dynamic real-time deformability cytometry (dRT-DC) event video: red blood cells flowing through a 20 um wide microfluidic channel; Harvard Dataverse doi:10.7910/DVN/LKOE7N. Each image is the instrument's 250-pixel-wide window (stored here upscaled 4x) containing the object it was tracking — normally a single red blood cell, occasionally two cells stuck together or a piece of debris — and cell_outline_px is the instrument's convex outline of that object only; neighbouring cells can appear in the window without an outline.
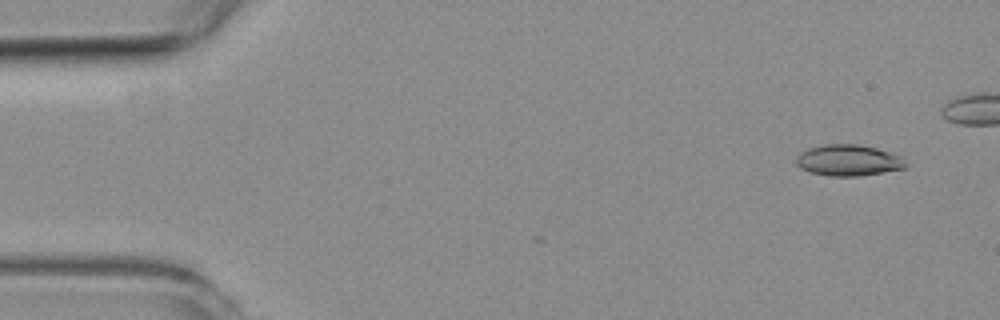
{"species": "common noctule bat (a hibernating species)", "species_latin": "Nyctalus noctula", "temperature_condition": "room temperature", "stored_images_in_passage": 7, "camera_frame_rate_fps": 3000, "um_per_image_px": 0.085, "animal": {"sex": "female", "body_mass_g": 19.3, "forearm_length_mm": 54.1}, "frame": {"image": 1, "passage_image": 4, "time_ms": 1.0, "image_size_px": [1000, 320], "cell_outline_px": [[908, 164], [904, 168], [884, 172], [860, 176], [828, 176], [812, 172], [800, 168], [796, 164], [796, 156], [800, 152], [808, 148], [824, 144], [856, 144], [876, 148], [900, 156]], "centroid_in_image_um": [72.09, 13.63], "position_along_channel_um": 12.9, "area_um2": 19.88}}